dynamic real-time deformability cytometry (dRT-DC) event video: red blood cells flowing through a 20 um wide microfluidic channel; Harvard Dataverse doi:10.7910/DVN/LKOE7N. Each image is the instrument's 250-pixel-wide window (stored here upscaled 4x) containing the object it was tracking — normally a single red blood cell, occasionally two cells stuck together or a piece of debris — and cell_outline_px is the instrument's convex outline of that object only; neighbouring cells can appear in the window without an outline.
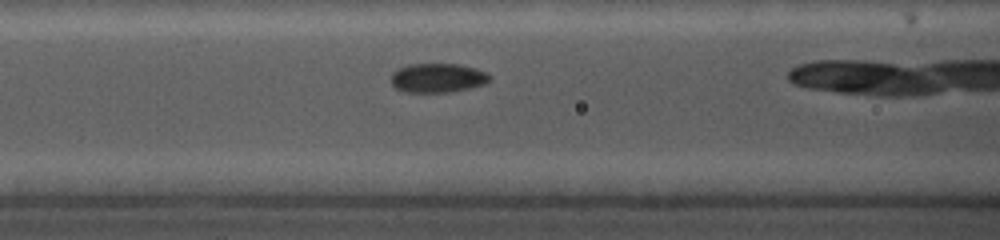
{"species": "common noctule bat (a hibernating species)", "species_latin": "Nyctalus noctula", "temperature_condition": "cold", "stored_images_in_passage": 16, "camera_frame_rate_fps": 5000, "um_per_image_px": 0.085, "animal": {"sex": "female", "body_mass_g": 19.0, "forearm_length_mm": 56.7}, "frame": {"image": 1, "passage_image": 7, "time_ms": 2.2, "image_size_px": [1000, 240], "cell_outline_px": [[492, 80], [484, 84], [452, 92], [404, 92], [396, 88], [392, 84], [392, 72], [408, 64], [460, 64], [476, 68], [492, 76]], "centroid_in_image_um": [37.22, 6.62], "position_along_channel_um": 129.4, "area_um2": 16.82}}